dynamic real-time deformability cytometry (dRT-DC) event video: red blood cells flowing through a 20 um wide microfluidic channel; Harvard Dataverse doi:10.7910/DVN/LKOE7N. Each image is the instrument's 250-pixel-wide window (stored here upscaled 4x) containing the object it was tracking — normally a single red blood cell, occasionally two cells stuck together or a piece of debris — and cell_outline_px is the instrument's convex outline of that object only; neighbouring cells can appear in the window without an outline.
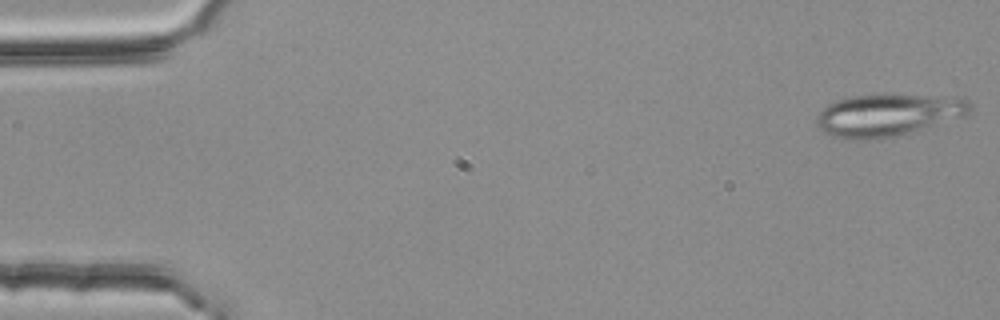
{"species": "common noctule bat (a hibernating species)", "species_latin": "Nyctalus noctula", "temperature_condition": "room temperature", "stored_images_in_passage": 11, "camera_frame_rate_fps": 3000, "um_per_image_px": 0.085, "animal": {"sex": "female", "body_mass_g": 25.1}, "frame": {"image": 1, "passage_image": 1, "time_ms": 0.0, "image_size_px": [1000, 320], "cell_outline_px": [[972, 108], [964, 116], [880, 140], [856, 140], [836, 136], [824, 132], [816, 124], [816, 116], [828, 104], [836, 100], [852, 96], [888, 92], [964, 96], [972, 104]], "centroid_in_image_um": [75.53, 9.71], "position_along_channel_um": 9.5, "area_um2": 38.78}}